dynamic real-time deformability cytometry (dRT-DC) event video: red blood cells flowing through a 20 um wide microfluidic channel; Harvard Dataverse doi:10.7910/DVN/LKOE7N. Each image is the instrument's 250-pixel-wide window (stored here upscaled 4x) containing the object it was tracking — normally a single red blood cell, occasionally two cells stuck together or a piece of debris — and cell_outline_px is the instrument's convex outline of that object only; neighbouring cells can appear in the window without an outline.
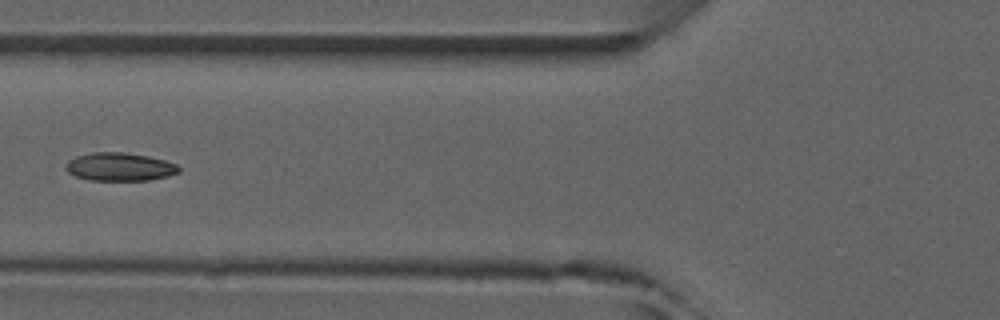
{"species": "common noctule bat (a hibernating species)", "species_latin": "Nyctalus noctula", "temperature_condition": "room temperature", "stored_images_in_passage": 5, "camera_frame_rate_fps": 3000, "um_per_image_px": 0.085, "animal": {"sex": "male", "forearm_length_mm": 52.5}, "frame": {"image": 1, "passage_image": 4, "time_ms": 3.667, "image_size_px": [1000, 320], "cell_outline_px": [[180, 172], [168, 176], [148, 180], [88, 180], [76, 176], [68, 172], [64, 168], [64, 164], [68, 160], [76, 156], [92, 152], [120, 152], [148, 156], [164, 160], [176, 164], [180, 168]], "centroid_in_image_um": [10.14, 14.18], "position_along_channel_um": 115.7, "area_um2": 18.61}}
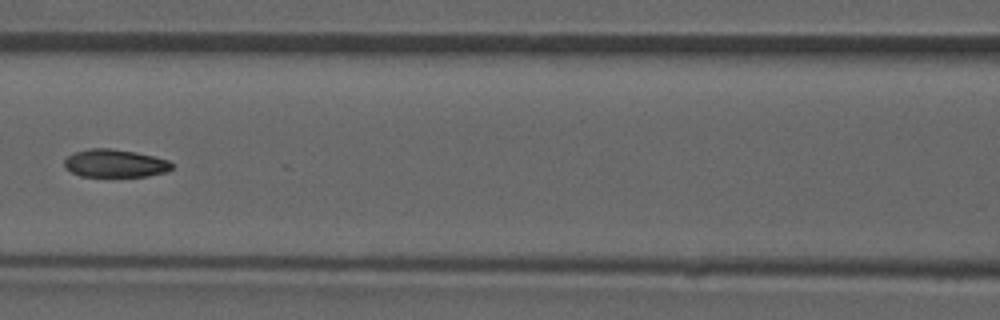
{"frame": {"image": 2, "passage_image": 5, "time_ms": 4.667, "image_size_px": [1000, 320], "cell_outline_px": [[172, 168], [168, 172], [148, 176], [80, 176], [64, 168], [64, 160], [72, 152], [88, 148], [112, 148], [136, 152], [156, 156], [168, 160], [172, 164]], "centroid_in_image_um": [9.77, 13.87], "position_along_channel_um": 156.8, "area_um2": 17.74}}